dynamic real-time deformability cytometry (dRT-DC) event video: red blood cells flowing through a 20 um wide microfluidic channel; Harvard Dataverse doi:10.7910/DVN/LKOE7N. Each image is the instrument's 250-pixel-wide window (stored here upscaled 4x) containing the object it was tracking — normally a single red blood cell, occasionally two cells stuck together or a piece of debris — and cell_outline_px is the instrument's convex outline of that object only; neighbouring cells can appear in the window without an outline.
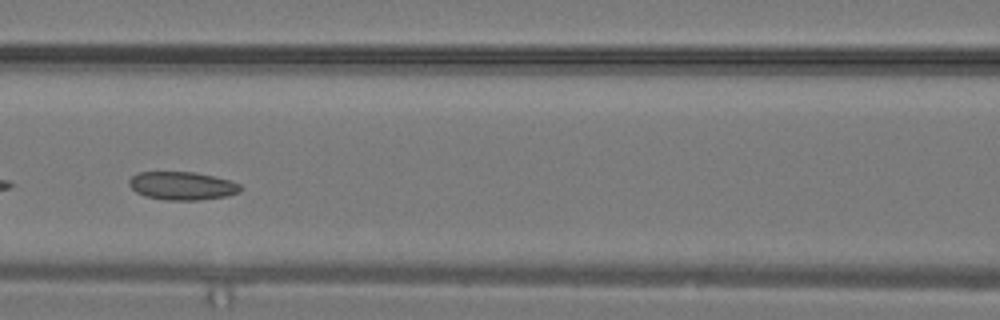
{"species": "common noctule bat (a hibernating species)", "species_latin": "Nyctalus noctula", "temperature_condition": "warm", "stored_images_in_passage": 14, "camera_frame_rate_fps": 3000, "um_per_image_px": 0.085, "animal": {"sex": "male", "body_mass_g": 19.2, "forearm_length_mm": 51.8}, "frame": {"image": 1, "passage_image": 7, "time_ms": 2.0, "image_size_px": [1000, 320], "cell_outline_px": [[244, 188], [240, 192], [228, 196], [200, 200], [168, 200], [144, 196], [136, 192], [128, 184], [128, 180], [132, 176], [140, 172], [196, 172], [228, 180], [240, 184]], "centroid_in_image_um": [15.5, 15.8], "position_along_channel_um": 151.1, "area_um2": 18.38}}